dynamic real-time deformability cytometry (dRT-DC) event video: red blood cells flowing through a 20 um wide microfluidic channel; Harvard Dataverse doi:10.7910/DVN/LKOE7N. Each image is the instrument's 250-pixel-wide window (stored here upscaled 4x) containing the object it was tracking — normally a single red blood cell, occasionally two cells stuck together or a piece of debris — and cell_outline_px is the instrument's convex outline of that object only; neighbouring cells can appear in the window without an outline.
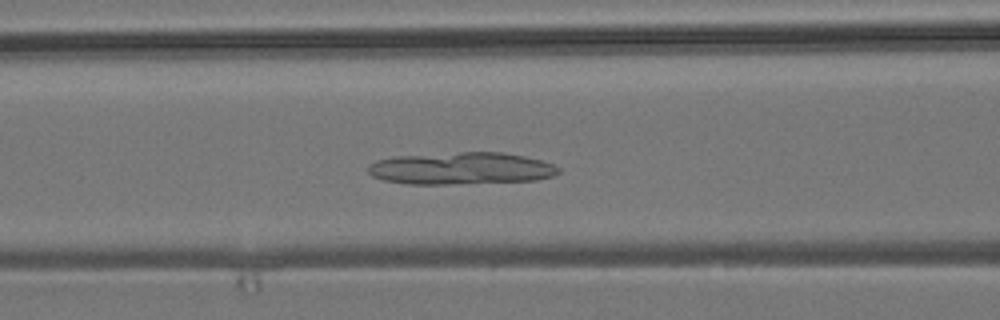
{"species": "common noctule bat (a hibernating species)", "species_latin": "Nyctalus noctula", "temperature_condition": "room temperature", "stored_images_in_passage": 47, "camera_frame_rate_fps": 3000, "um_per_image_px": 0.085, "animal": {"sex": "male", "body_mass_g": 19.2, "forearm_length_mm": 51.8}, "frame": {"image": 1, "passage_image": 18, "time_ms": 5.667, "image_size_px": [1000, 320], "cell_outline_px": [[560, 172], [552, 176], [536, 180], [444, 184], [408, 184], [384, 180], [372, 176], [368, 172], [368, 164], [376, 160], [396, 156], [460, 152], [504, 152], [524, 156], [540, 160], [552, 164], [560, 168]], "centroid_in_image_um": [39.17, 14.31], "position_along_channel_um": 127.4, "area_um2": 35.6}}
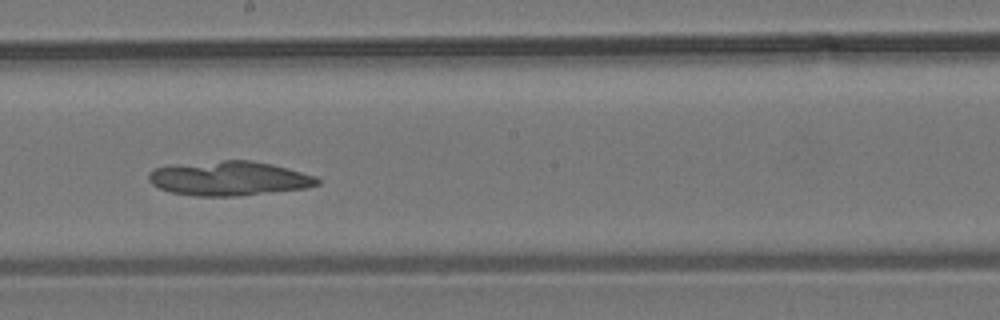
{"frame": {"image": 2, "passage_image": 26, "time_ms": 8.333, "image_size_px": [1000, 320], "cell_outline_px": [[320, 184], [304, 188], [236, 196], [196, 196], [172, 192], [160, 188], [152, 184], [148, 180], [148, 172], [156, 168], [172, 164], [224, 160], [252, 160], [272, 164], [288, 168], [316, 176], [320, 180]], "centroid_in_image_um": [19.45, 15.15], "position_along_channel_um": 228.7, "area_um2": 33.81}}
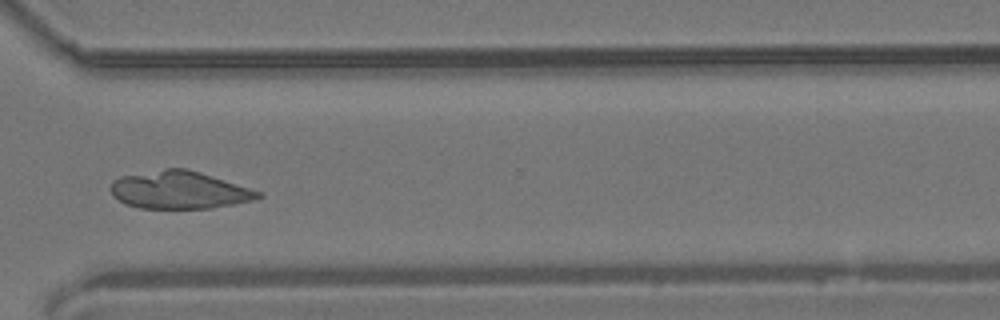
{"frame": {"image": 3, "passage_image": 36, "time_ms": 11.667, "image_size_px": [1000, 320], "cell_outline_px": [[264, 196], [252, 200], [212, 208], [140, 208], [124, 204], [112, 196], [112, 180], [120, 176], [164, 168], [188, 168], [264, 192]], "centroid_in_image_um": [15.25, 16.14], "position_along_channel_um": 355.4, "area_um2": 32.54}}